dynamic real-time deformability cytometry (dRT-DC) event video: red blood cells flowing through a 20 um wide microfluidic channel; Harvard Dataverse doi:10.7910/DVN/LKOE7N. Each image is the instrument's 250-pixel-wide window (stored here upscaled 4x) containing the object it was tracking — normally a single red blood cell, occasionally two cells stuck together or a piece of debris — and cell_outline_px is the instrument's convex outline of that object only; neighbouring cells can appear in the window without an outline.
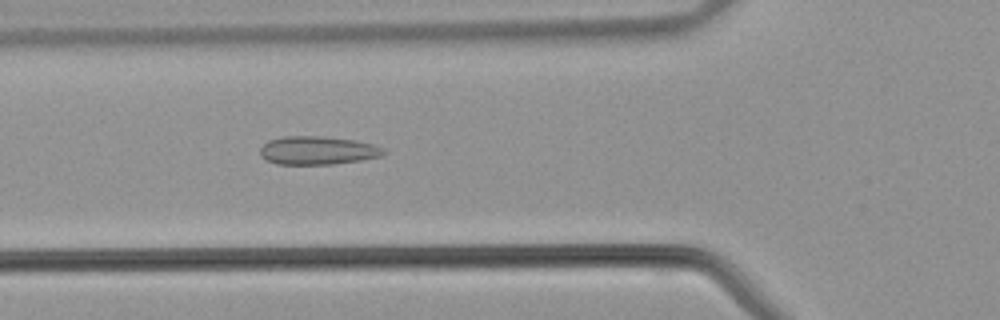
{"species": "common noctule bat (a hibernating species)", "species_latin": "Nyctalus noctula", "temperature_condition": "warm", "stored_images_in_passage": 40, "camera_frame_rate_fps": 3000, "um_per_image_px": 0.085, "animal": {"sex": "male", "body_mass_g": 21.5, "forearm_length_mm": 52.0}, "frame": {"image": 1, "passage_image": 14, "time_ms": 4.333, "image_size_px": [1000, 320], "cell_outline_px": [[388, 152], [380, 156], [360, 160], [332, 164], [276, 164], [264, 160], [260, 156], [260, 148], [268, 140], [284, 136], [320, 136], [352, 140], [372, 144], [384, 148]], "centroid_in_image_um": [26.96, 12.79], "position_along_channel_um": 98.8, "area_um2": 20.4}}
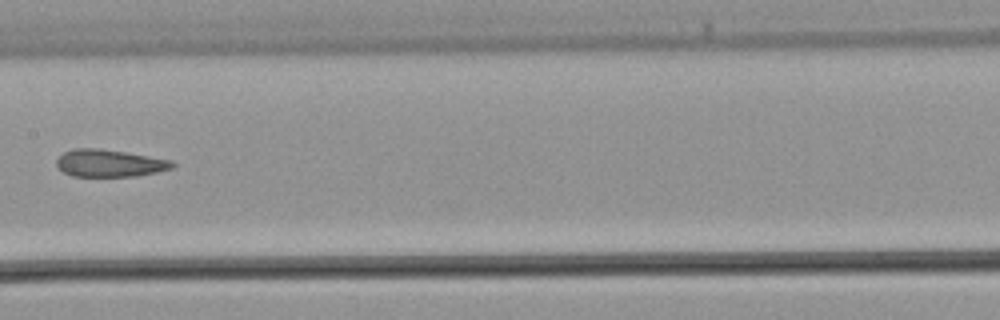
{"frame": {"image": 2, "passage_image": 20, "time_ms": 6.333, "image_size_px": [1000, 320], "cell_outline_px": [[176, 164], [172, 168], [156, 172], [136, 176], [72, 176], [64, 172], [56, 164], [56, 160], [64, 152], [72, 148], [100, 148], [172, 160]], "centroid_in_image_um": [9.3, 13.86], "position_along_channel_um": 198.1, "area_um2": 18.32}}
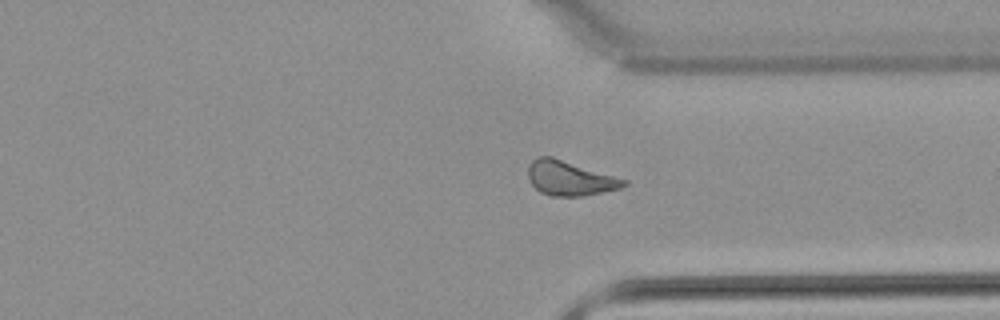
{"frame": {"image": 3, "passage_image": 30, "time_ms": 9.667, "image_size_px": [1000, 320], "cell_outline_px": [[628, 184], [620, 188], [580, 196], [552, 196], [540, 192], [528, 180], [528, 168], [532, 160], [536, 156], [552, 156], [628, 180]], "centroid_in_image_um": [48.41, 15.13], "position_along_channel_um": 363.0, "area_um2": 19.25}}